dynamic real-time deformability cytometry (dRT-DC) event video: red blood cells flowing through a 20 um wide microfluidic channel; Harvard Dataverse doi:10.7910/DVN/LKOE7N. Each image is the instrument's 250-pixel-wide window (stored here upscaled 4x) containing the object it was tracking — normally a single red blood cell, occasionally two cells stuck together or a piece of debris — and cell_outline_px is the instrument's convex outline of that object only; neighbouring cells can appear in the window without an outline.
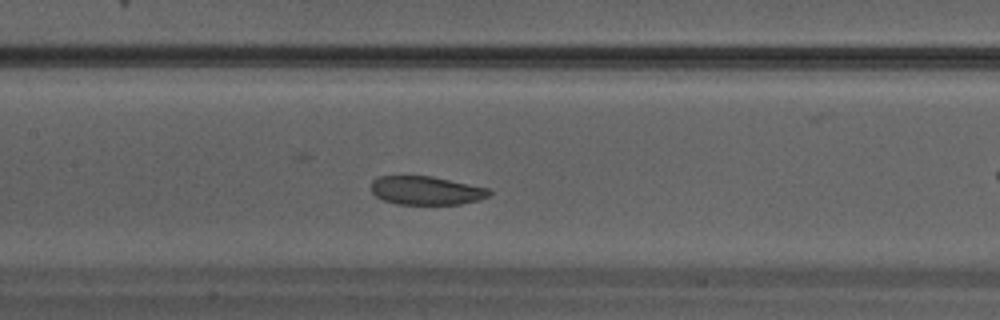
{"species": "Egyptian fruit bat (a non-hibernating species)", "species_latin": "Rousettus aegyptiacus", "temperature_condition": "warm", "stored_images_in_passage": 32, "camera_frame_rate_fps": 3000, "um_per_image_px": 0.085, "animal": {"sex": "male"}, "frame": {"image": 1, "passage_image": 14, "time_ms": 4.333, "image_size_px": [1000, 320], "cell_outline_px": [[492, 192], [488, 196], [476, 200], [460, 204], [396, 204], [384, 200], [376, 196], [372, 192], [372, 180], [376, 176], [432, 176], [488, 188]], "centroid_in_image_um": [36.2, 16.19], "position_along_channel_um": 171.2, "area_um2": 19.54}}